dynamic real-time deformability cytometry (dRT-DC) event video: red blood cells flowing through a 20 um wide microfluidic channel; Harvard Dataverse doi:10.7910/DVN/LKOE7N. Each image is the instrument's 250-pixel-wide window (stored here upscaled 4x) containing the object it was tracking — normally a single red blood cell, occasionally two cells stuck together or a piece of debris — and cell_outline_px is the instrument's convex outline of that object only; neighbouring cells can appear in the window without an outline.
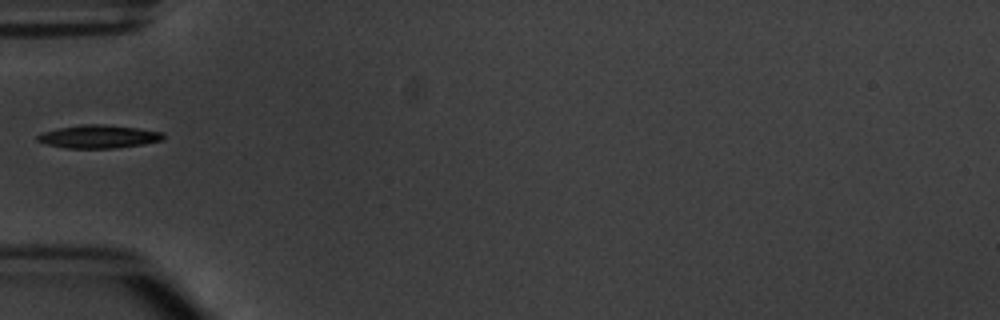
{"species": "common noctule bat (a hibernating species)", "species_latin": "Nyctalus noctula", "temperature_condition": "warm", "stored_images_in_passage": 7, "camera_frame_rate_fps": 3000, "um_per_image_px": 0.085, "animal": {"sex": "male", "body_mass_g": 20.1, "forearm_length_mm": 53.5}, "frame": {"image": 1, "passage_image": 7, "time_ms": 7.0, "image_size_px": [1000, 320], "cell_outline_px": [[164, 136], [160, 140], [140, 144], [116, 148], [68, 148], [44, 144], [36, 140], [36, 136], [40, 132], [80, 124], [104, 124], [136, 128], [164, 132]], "centroid_in_image_um": [8.31, 11.6], "position_along_channel_um": 76.7, "area_um2": 16.88}}